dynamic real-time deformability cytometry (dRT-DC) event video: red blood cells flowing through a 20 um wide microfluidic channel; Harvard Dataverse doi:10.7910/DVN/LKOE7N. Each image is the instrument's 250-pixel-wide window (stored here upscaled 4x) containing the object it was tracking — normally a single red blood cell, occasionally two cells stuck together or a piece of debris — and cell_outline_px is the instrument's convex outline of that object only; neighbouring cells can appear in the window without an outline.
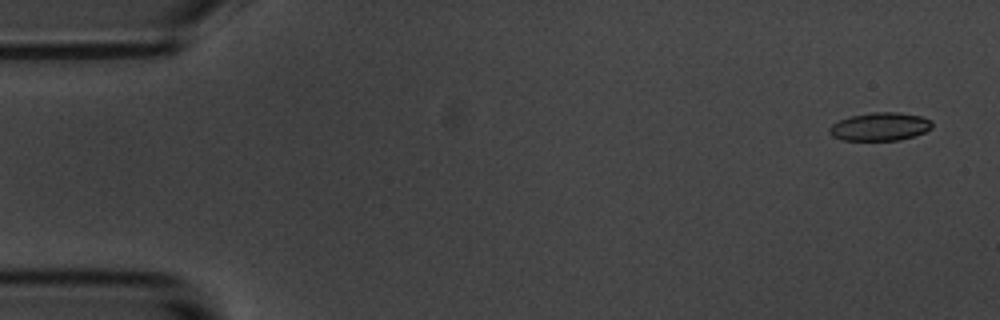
{"species": "common noctule bat (a hibernating species)", "species_latin": "Nyctalus noctula", "temperature_condition": "room temperature", "stored_images_in_passage": 4, "camera_frame_rate_fps": 3000, "um_per_image_px": 0.085, "animal": {"sex": "male", "body_mass_g": 20.1, "forearm_length_mm": 53.5}, "frame": {"image": 1, "passage_image": 1, "time_ms": 0.0, "image_size_px": [1000, 320], "cell_outline_px": [[932, 128], [924, 132], [900, 140], [840, 140], [832, 136], [828, 132], [828, 128], [832, 124], [840, 120], [852, 116], [872, 112], [900, 112], [920, 116], [932, 120]], "centroid_in_image_um": [74.79, 10.76], "position_along_channel_um": 10.2, "area_um2": 16.88}}
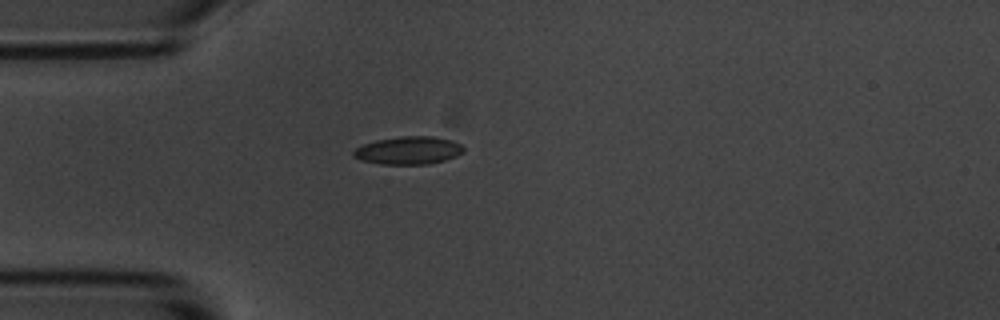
{"frame": {"image": 2, "passage_image": 4, "time_ms": 4.333, "image_size_px": [1000, 320], "cell_outline_px": [[464, 152], [456, 156], [444, 160], [428, 164], [380, 164], [360, 160], [352, 156], [352, 152], [356, 148], [364, 144], [376, 140], [400, 136], [432, 136], [452, 140], [460, 144], [464, 148]], "centroid_in_image_um": [34.71, 12.78], "position_along_channel_um": 50.3, "area_um2": 17.92}}